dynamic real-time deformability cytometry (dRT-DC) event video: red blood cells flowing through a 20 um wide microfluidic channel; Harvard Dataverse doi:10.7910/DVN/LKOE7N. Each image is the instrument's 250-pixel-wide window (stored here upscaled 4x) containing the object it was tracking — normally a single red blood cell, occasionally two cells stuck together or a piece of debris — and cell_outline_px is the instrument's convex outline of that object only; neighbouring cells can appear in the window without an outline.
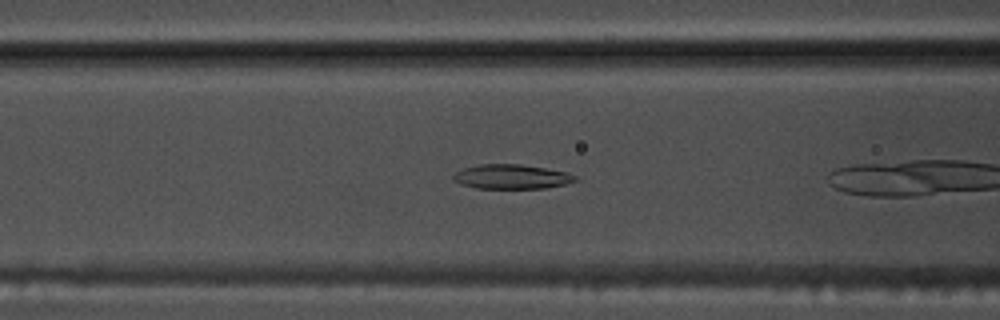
{"species": "common noctule bat (a hibernating species)", "species_latin": "Nyctalus noctula", "temperature_condition": "warm", "stored_images_in_passage": 39, "camera_frame_rate_fps": 3000, "um_per_image_px": 0.085, "animal": {"sex": "male", "body_mass_g": 17.5, "forearm_length_mm": 52.3}, "frame": {"image": 1, "passage_image": 6, "time_ms": 1.667, "image_size_px": [1000, 320], "cell_outline_px": [[580, 180], [564, 184], [544, 188], [476, 188], [460, 184], [452, 180], [452, 176], [456, 172], [464, 168], [480, 164], [520, 164], [568, 172], [576, 176]], "centroid_in_image_um": [43.48, 15.02], "position_along_channel_um": 123.1, "area_um2": 17.4}}
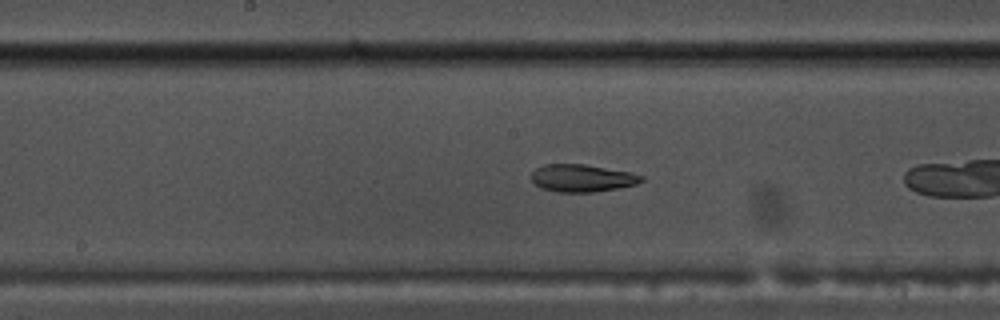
{"frame": {"image": 2, "passage_image": 12, "time_ms": 3.667, "image_size_px": [1000, 320], "cell_outline_px": [[644, 180], [636, 184], [596, 192], [556, 192], [540, 188], [532, 184], [532, 172], [536, 168], [544, 164], [584, 164], [632, 172], [644, 176]], "centroid_in_image_um": [49.46, 15.14], "position_along_channel_um": 198.7, "area_um2": 17.8}, "authors_computed_cell_mechanics": {"area_um2": 21.1548, "velocity_mm_per_s": 3.7923, "shape_relaxation_time_tau1_ms": null, "shape_relaxation_time_tau2_ms": 2.2393, "deformation_change_tau1": null, "deformation_change_tau2": 0.0672}}